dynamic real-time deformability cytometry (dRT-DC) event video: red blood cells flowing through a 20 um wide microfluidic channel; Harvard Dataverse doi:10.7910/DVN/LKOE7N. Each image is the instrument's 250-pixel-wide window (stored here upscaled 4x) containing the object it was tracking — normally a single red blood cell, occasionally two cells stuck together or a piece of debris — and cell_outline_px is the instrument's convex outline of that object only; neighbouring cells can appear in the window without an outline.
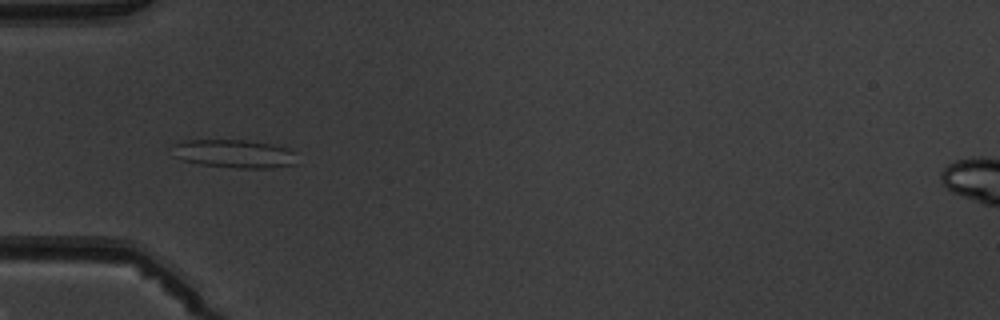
{"species": "common noctule bat (a hibernating species)", "species_latin": "Nyctalus noctula", "temperature_condition": "warm", "stored_images_in_passage": 7, "camera_frame_rate_fps": 3000, "um_per_image_px": 0.085, "animal": {"sex": "male", "body_mass_g": 19.5, "forearm_length_mm": 54.6}, "frame": {"image": 1, "passage_image": 5, "time_ms": 5.667, "image_size_px": [1000, 320], "cell_outline_px": [[296, 164], [272, 168], [236, 168], [200, 164], [180, 160], [172, 156], [172, 144], [184, 140], [244, 140], [268, 144], [288, 148], [296, 152]], "centroid_in_image_um": [19.86, 13.07], "position_along_channel_um": 65.1, "area_um2": 20.81}}
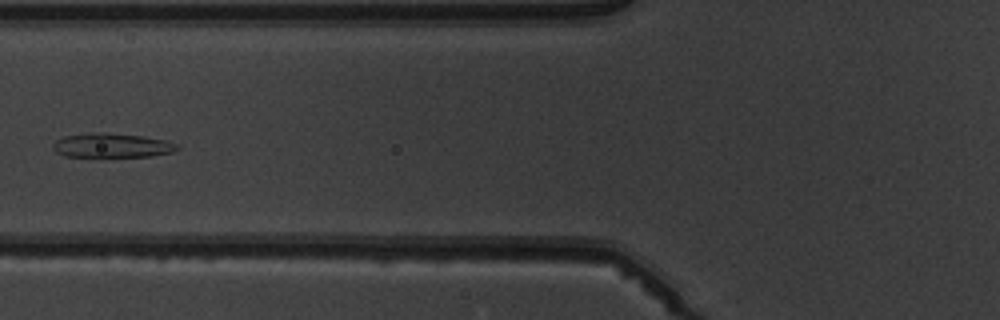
{"frame": {"image": 2, "passage_image": 6, "time_ms": 7.0, "image_size_px": [1000, 320], "cell_outline_px": [[180, 148], [172, 152], [152, 156], [64, 156], [56, 152], [52, 148], [52, 144], [56, 140], [64, 136], [92, 132], [108, 132], [144, 136], [164, 140], [176, 144]], "centroid_in_image_um": [9.48, 12.35], "position_along_channel_um": 116.3, "area_um2": 17.57}}
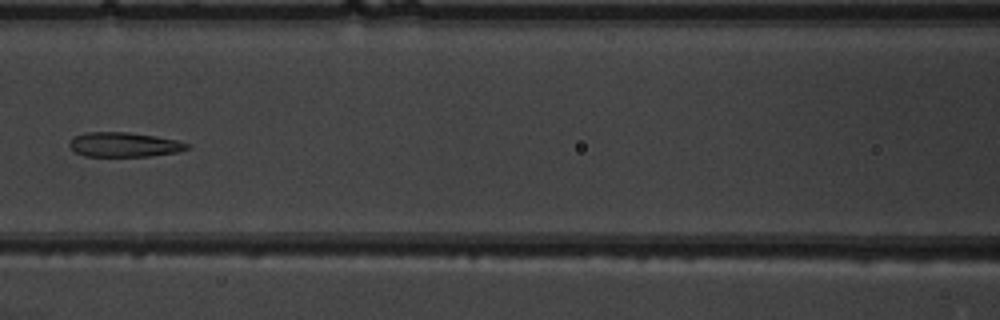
{"frame": {"image": 3, "passage_image": 7, "time_ms": 8.0, "image_size_px": [1000, 320], "cell_outline_px": [[188, 148], [180, 152], [148, 156], [84, 156], [76, 152], [68, 144], [72, 136], [84, 132], [128, 132], [156, 136], [176, 140], [188, 144]], "centroid_in_image_um": [10.51, 12.28], "position_along_channel_um": 156.1, "area_um2": 16.88}}